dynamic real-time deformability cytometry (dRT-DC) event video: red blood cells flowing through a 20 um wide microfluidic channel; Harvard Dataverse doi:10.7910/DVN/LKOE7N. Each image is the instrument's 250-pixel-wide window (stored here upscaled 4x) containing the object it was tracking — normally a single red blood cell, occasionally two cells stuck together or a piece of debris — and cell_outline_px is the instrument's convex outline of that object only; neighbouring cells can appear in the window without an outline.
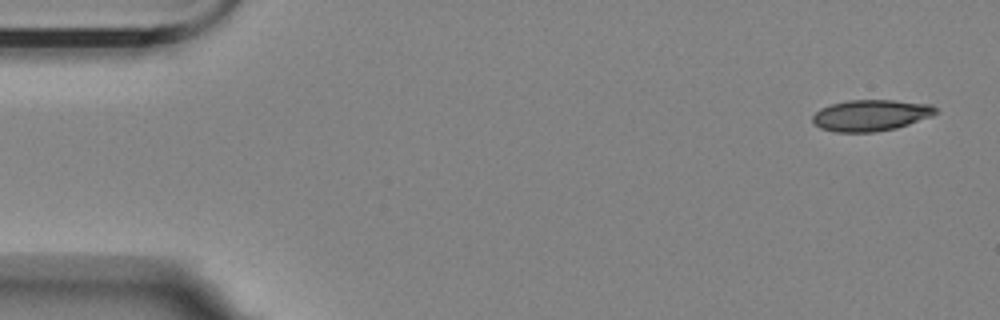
{"species": "Egyptian fruit bat (a non-hibernating species)", "species_latin": "Rousettus aegyptiacus", "temperature_condition": "room temperature", "stored_images_in_passage": 4, "camera_frame_rate_fps": 3000, "um_per_image_px": 0.085, "animal": {"sex": "female"}, "frame": {"image": 1, "passage_image": 1, "time_ms": 0.0, "image_size_px": [1000, 320], "cell_outline_px": [[940, 112], [932, 116], [896, 128], [876, 132], [836, 132], [820, 128], [812, 124], [812, 116], [820, 108], [832, 104], [848, 100], [892, 100], [932, 104]], "centroid_in_image_um": [74.02, 9.8], "position_along_channel_um": 11.0, "area_um2": 22.6}}
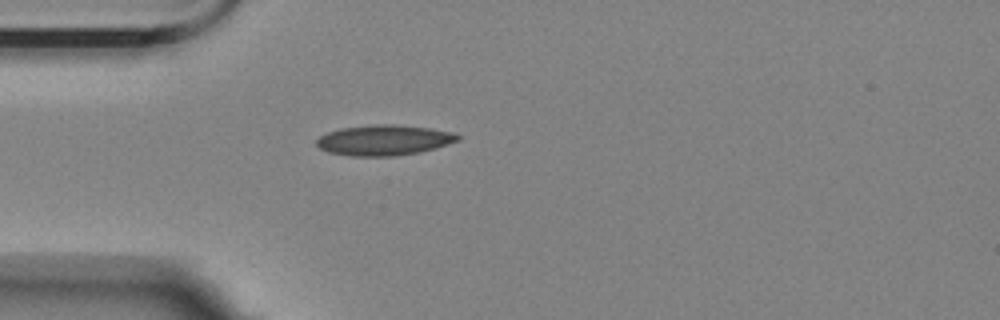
{"frame": {"image": 2, "passage_image": 4, "time_ms": 4.333, "image_size_px": [1000, 320], "cell_outline_px": [[460, 140], [436, 148], [420, 152], [396, 156], [352, 156], [328, 152], [320, 148], [316, 144], [316, 140], [320, 136], [328, 132], [340, 128], [376, 124], [392, 124], [428, 128], [452, 132], [460, 136]], "centroid_in_image_um": [32.64, 11.92], "position_along_channel_um": 52.4, "area_um2": 25.03}}